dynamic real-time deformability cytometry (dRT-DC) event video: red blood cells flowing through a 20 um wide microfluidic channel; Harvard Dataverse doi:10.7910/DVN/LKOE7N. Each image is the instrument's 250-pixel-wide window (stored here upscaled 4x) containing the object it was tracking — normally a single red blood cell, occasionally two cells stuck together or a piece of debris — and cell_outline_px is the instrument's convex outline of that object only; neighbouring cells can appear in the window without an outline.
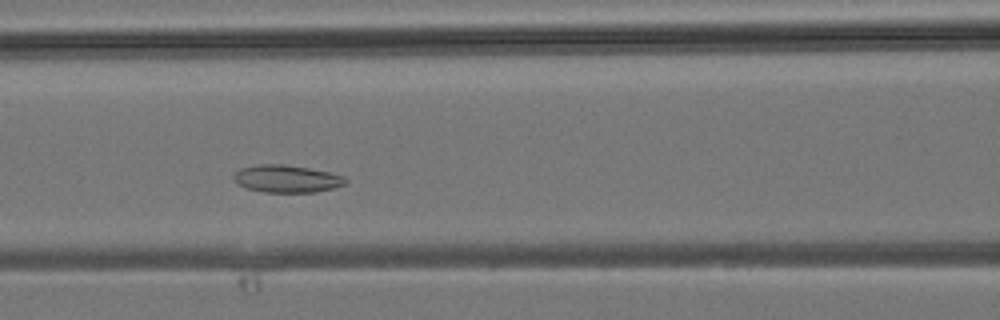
{"species": "common noctule bat (a hibernating species)", "species_latin": "Nyctalus noctula", "temperature_condition": "room temperature", "stored_images_in_passage": 28, "camera_frame_rate_fps": 3000, "um_per_image_px": 0.085, "animal": {"sex": "male", "body_mass_g": 19.2, "forearm_length_mm": 51.8}, "frame": {"image": 1, "passage_image": 5, "time_ms": 1.333, "image_size_px": [1000, 320], "cell_outline_px": [[348, 180], [344, 184], [332, 188], [316, 192], [264, 192], [244, 188], [236, 184], [232, 180], [232, 176], [240, 168], [260, 164], [284, 164], [308, 168], [328, 172], [344, 176]], "centroid_in_image_um": [24.31, 15.2], "position_along_channel_um": 142.3, "area_um2": 17.98}}
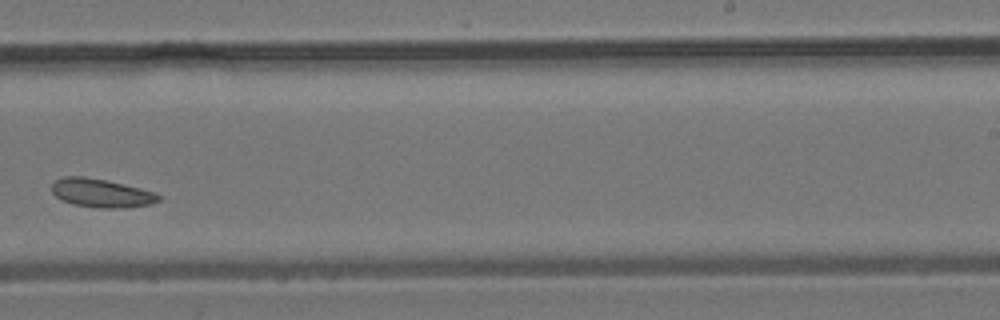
{"frame": {"image": 2, "passage_image": 13, "time_ms": 4.0, "image_size_px": [1000, 320], "cell_outline_px": [[160, 200], [152, 204], [124, 208], [100, 208], [72, 204], [60, 200], [52, 192], [52, 184], [56, 180], [64, 176], [84, 176], [104, 180], [152, 192], [160, 196]], "centroid_in_image_um": [8.55, 16.43], "position_along_channel_um": 280.4, "area_um2": 17.51}}
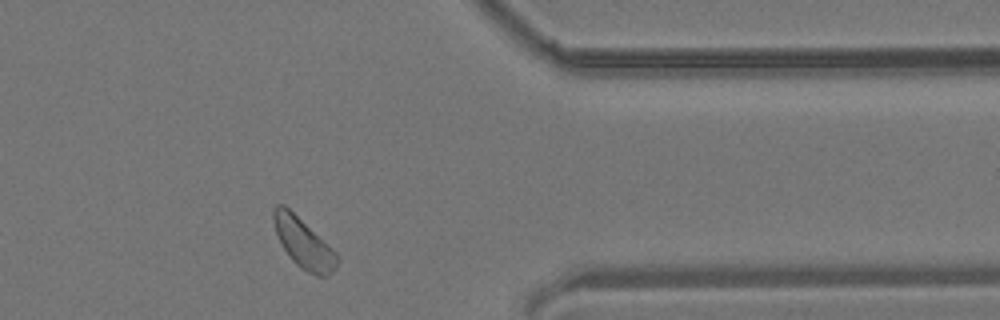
{"frame": {"image": 3, "passage_image": 20, "time_ms": 6.333, "image_size_px": [1000, 320], "cell_outline_px": [[340, 260], [332, 272], [328, 276], [316, 276], [300, 268], [288, 256], [280, 244], [272, 220], [272, 208], [276, 204], [284, 204], [332, 248], [340, 256]], "centroid_in_image_um": [25.78, 20.67], "position_along_channel_um": 385.6, "area_um2": 18.55}}